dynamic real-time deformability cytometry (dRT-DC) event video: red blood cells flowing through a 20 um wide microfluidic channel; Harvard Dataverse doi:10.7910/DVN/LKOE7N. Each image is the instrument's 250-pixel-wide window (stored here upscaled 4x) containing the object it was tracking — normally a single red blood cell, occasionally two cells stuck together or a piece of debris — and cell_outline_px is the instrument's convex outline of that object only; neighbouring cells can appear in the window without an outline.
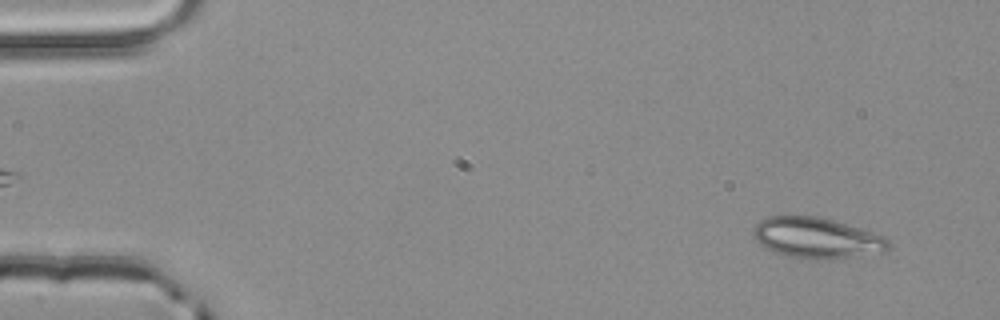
{"species": "common noctule bat (a hibernating species)", "species_latin": "Nyctalus noctula", "temperature_condition": "room temperature", "stored_images_in_passage": 3, "camera_frame_rate_fps": 3000, "um_per_image_px": 0.085, "animal": {"sex": "male", "body_mass_g": 20.4}, "frame": {"image": 1, "passage_image": 3, "time_ms": 0.667, "image_size_px": [1000, 320], "cell_outline_px": [[892, 248], [884, 252], [848, 256], [792, 256], [776, 252], [760, 244], [752, 236], [752, 232], [756, 224], [760, 220], [768, 216], [816, 216], [836, 220], [884, 236], [892, 244]], "centroid_in_image_um": [69.43, 20.16], "position_along_channel_um": 15.6, "area_um2": 31.04}}